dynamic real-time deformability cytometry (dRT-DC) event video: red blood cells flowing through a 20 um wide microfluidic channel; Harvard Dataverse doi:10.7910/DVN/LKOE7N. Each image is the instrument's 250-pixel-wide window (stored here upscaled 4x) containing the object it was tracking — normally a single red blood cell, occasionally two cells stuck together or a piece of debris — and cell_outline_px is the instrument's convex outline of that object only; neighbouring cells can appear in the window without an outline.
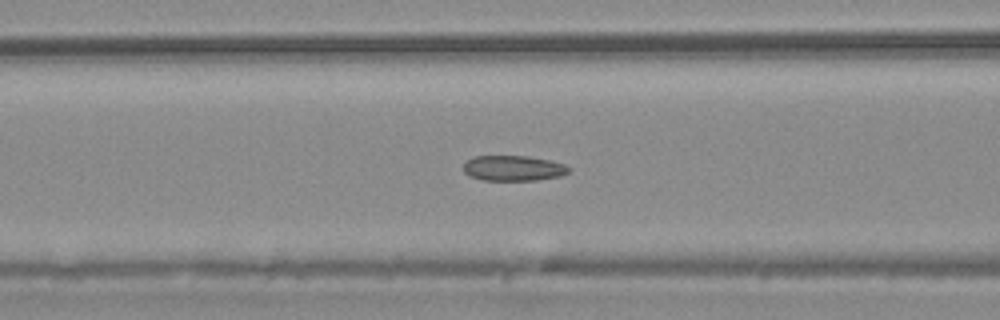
{"species": "common noctule bat (a hibernating species)", "species_latin": "Nyctalus noctula", "temperature_condition": "warm", "stored_images_in_passage": 38, "camera_frame_rate_fps": 3000, "um_per_image_px": 0.085, "animal": {"sex": "male", "body_mass_g": 20.4}, "frame": {"image": 1, "passage_image": 6, "time_ms": 1.667, "image_size_px": [1000, 320], "cell_outline_px": [[568, 172], [560, 176], [536, 180], [480, 180], [468, 176], [464, 172], [464, 164], [472, 156], [528, 156], [548, 160], [564, 164], [568, 168]], "centroid_in_image_um": [43.58, 14.3], "position_along_channel_um": 123.0, "area_um2": 15.49}}
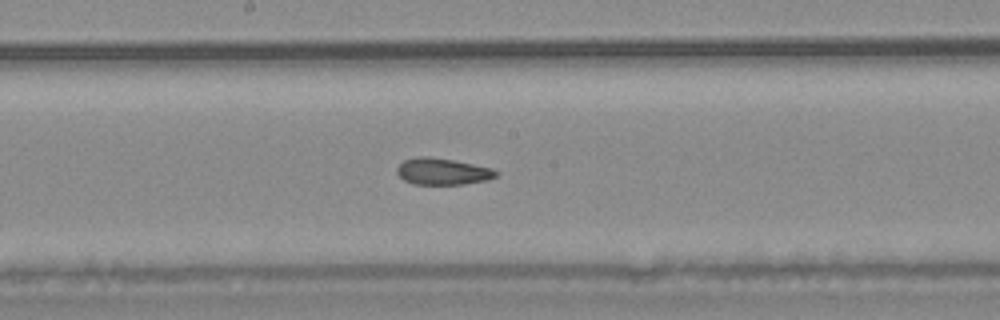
{"frame": {"image": 2, "passage_image": 13, "time_ms": 4.0, "image_size_px": [1000, 320], "cell_outline_px": [[500, 172], [496, 176], [488, 180], [464, 184], [412, 184], [404, 180], [396, 172], [396, 168], [404, 160], [420, 156], [428, 156], [452, 160], [492, 168]], "centroid_in_image_um": [37.62, 14.58], "position_along_channel_um": 210.6, "area_um2": 15.32}}
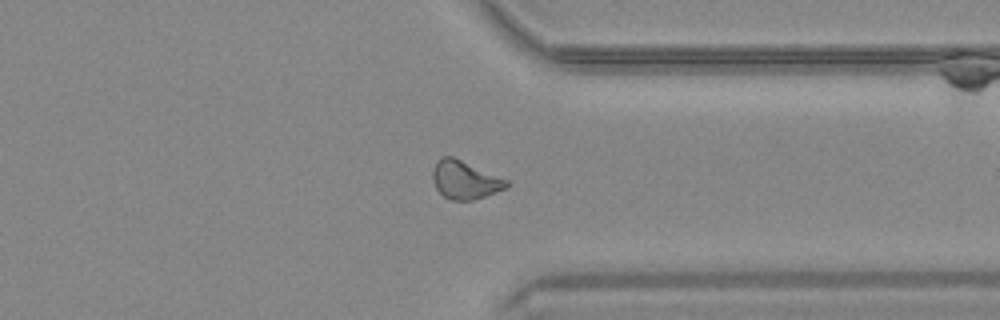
{"frame": {"image": 3, "passage_image": 26, "time_ms": 8.333, "image_size_px": [1000, 320], "cell_outline_px": [[508, 188], [472, 200], [452, 200], [444, 196], [436, 188], [432, 180], [432, 172], [436, 160], [440, 156], [452, 156], [508, 180]], "centroid_in_image_um": [39.49, 15.28], "position_along_channel_um": 371.9, "area_um2": 16.36}, "authors_computed_cell_mechanics": {"area_um2": 16.0106, "velocity_mm_per_s": 3.747, "shape_relaxation_time_tau1_ms": null, "shape_relaxation_time_tau2_ms": 2.1702, "deformation_change_tau1": null, "deformation_change_tau2": 0.0695}}